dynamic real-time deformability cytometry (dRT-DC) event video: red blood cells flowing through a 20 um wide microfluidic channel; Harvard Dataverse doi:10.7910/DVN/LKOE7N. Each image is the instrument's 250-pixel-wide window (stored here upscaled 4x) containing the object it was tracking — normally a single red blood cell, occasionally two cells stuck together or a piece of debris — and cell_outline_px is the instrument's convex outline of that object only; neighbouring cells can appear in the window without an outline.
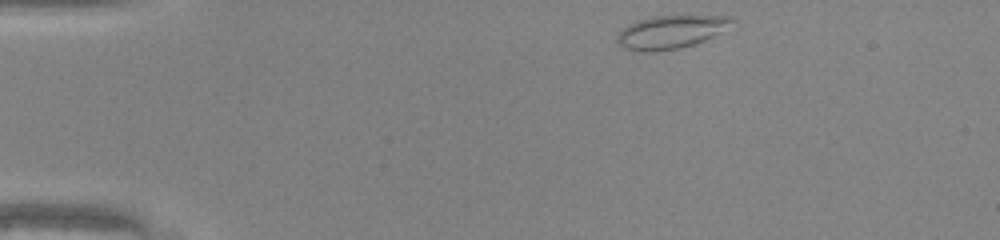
{"species": "common noctule bat (a hibernating species)", "species_latin": "Nyctalus noctula", "temperature_condition": "warm", "stored_images_in_passage": 40, "camera_frame_rate_fps": 3000, "um_per_image_px": 0.085, "animal": {"sex": "male", "body_mass_g": 20.0, "forearm_length_mm": 53.3}, "frame": {"image": 1, "passage_image": 1, "time_ms": 0.0, "image_size_px": [1000, 240], "cell_outline_px": [[732, 20], [712, 36], [704, 40], [680, 48], [656, 52], [640, 52], [624, 48], [616, 40], [616, 36], [628, 24], [652, 16], [732, 16]], "centroid_in_image_um": [56.9, 2.73], "position_along_channel_um": 28.1, "area_um2": 21.56}}
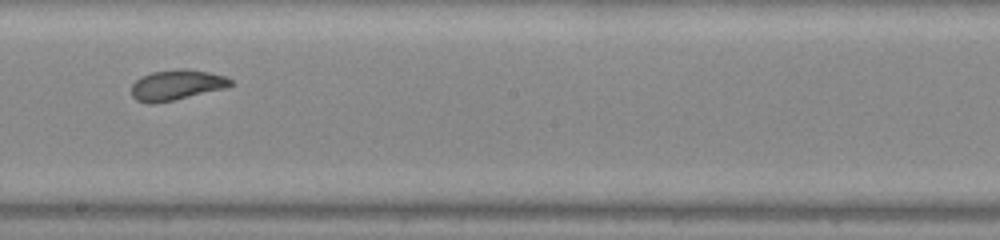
{"frame": {"image": 2, "passage_image": 21, "time_ms": 6.667, "image_size_px": [1000, 240], "cell_outline_px": [[232, 84], [228, 88], [156, 104], [148, 104], [136, 100], [132, 96], [132, 84], [140, 76], [152, 72], [180, 68], [184, 68], [208, 72], [224, 76], [232, 80]], "centroid_in_image_um": [15.0, 7.23], "position_along_channel_um": 233.2, "area_um2": 17.74}}
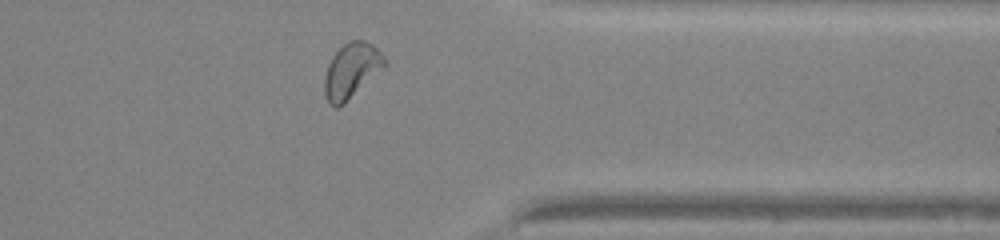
{"frame": {"image": 3, "passage_image": 32, "time_ms": 10.333, "image_size_px": [1000, 240], "cell_outline_px": [[388, 64], [384, 68], [344, 104], [336, 108], [328, 104], [324, 96], [324, 76], [328, 64], [332, 56], [348, 40], [364, 40], [372, 44], [384, 56]], "centroid_in_image_um": [29.86, 6.02], "position_along_channel_um": 381.5, "area_um2": 19.48}, "authors_computed_cell_mechanics": {"area_um2": 18.496, "velocity_mm_per_s": 4.2189, "shape_relaxation_time_tau1_ms": 5.3162, "shape_relaxation_time_tau2_ms": 1.1168, "deformation_change_tau1": 0.1767, "deformation_change_tau2": 0.0814}}